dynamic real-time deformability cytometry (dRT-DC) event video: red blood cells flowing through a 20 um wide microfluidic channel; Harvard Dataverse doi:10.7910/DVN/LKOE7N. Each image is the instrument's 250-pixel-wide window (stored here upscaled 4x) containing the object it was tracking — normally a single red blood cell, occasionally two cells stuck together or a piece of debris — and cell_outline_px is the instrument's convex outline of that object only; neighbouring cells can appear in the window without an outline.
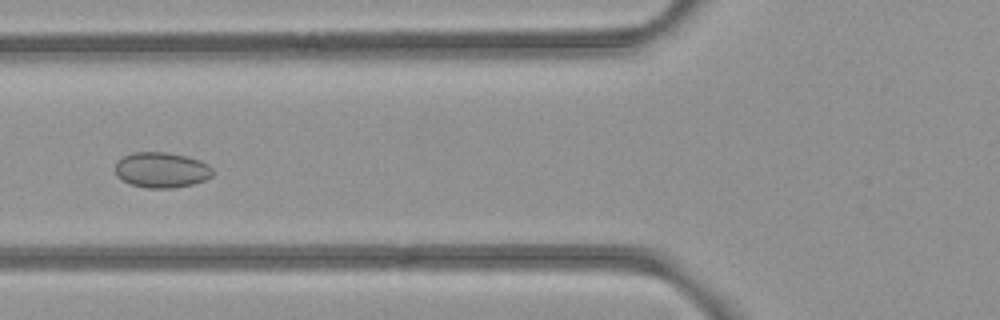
{"species": "common noctule bat (a hibernating species)", "species_latin": "Nyctalus noctula", "temperature_condition": "room temperature", "stored_images_in_passage": 7, "camera_frame_rate_fps": 3000, "um_per_image_px": 0.085, "animal": {"sex": "female", "body_mass_g": 21.9}, "frame": {"image": 1, "passage_image": 7, "time_ms": 2.0, "image_size_px": [1000, 320], "cell_outline_px": [[212, 176], [204, 180], [192, 184], [172, 188], [148, 188], [132, 184], [116, 176], [116, 164], [124, 156], [132, 152], [164, 152], [184, 156], [200, 160], [208, 164], [212, 168]], "centroid_in_image_um": [13.74, 14.44], "position_along_channel_um": 112.1, "area_um2": 19.88}}